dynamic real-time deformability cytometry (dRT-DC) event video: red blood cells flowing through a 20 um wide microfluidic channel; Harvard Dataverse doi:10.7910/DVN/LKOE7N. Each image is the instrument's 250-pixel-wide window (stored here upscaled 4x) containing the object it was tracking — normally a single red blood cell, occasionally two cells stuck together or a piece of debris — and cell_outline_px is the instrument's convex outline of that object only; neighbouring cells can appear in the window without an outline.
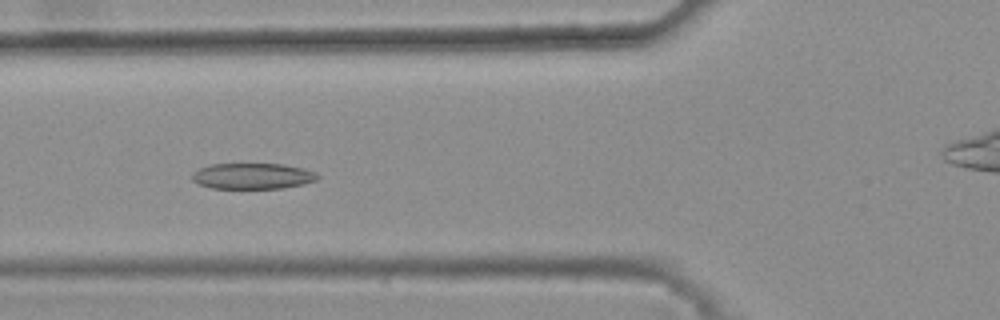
{"species": "common noctule bat (a hibernating species)", "species_latin": "Nyctalus noctula", "temperature_condition": "warm", "stored_images_in_passage": 44, "camera_frame_rate_fps": 3000, "um_per_image_px": 0.085, "animal": {"sex": "female", "body_mass_g": 25.1}, "frame": {"image": 1, "passage_image": 19, "time_ms": 6.0, "image_size_px": [1000, 320], "cell_outline_px": [[320, 176], [316, 180], [304, 184], [284, 188], [212, 188], [200, 184], [192, 180], [192, 172], [208, 164], [280, 164], [300, 168], [316, 172]], "centroid_in_image_um": [21.46, 14.96], "position_along_channel_um": 104.3, "area_um2": 18.84}}
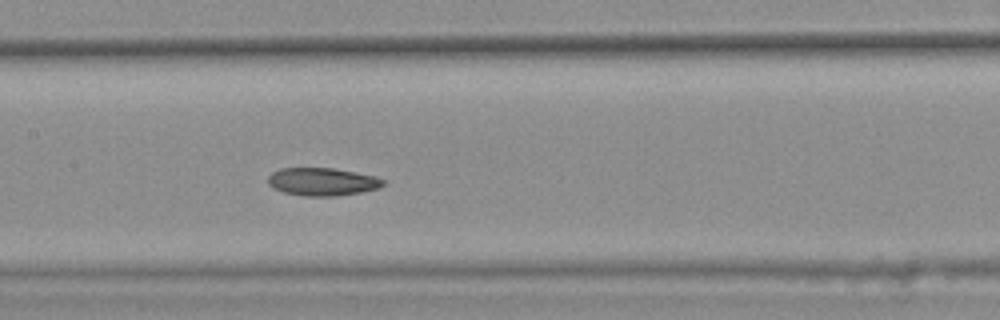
{"frame": {"image": 2, "passage_image": 25, "time_ms": 8.0, "image_size_px": [1000, 320], "cell_outline_px": [[384, 184], [380, 188], [360, 192], [336, 196], [304, 196], [284, 192], [268, 184], [268, 176], [272, 172], [280, 168], [332, 168], [376, 176], [384, 180]], "centroid_in_image_um": [27.4, 15.44], "position_along_channel_um": 180.0, "area_um2": 18.61}}
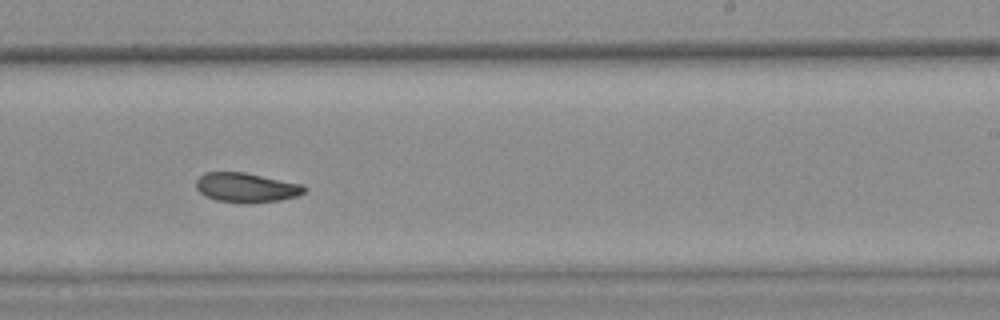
{"frame": {"image": 3, "passage_image": 32, "time_ms": 10.333, "image_size_px": [1000, 320], "cell_outline_px": [[308, 188], [304, 192], [296, 196], [280, 200], [248, 204], [216, 200], [200, 192], [196, 188], [196, 180], [204, 172], [244, 172], [300, 184]], "centroid_in_image_um": [20.92, 15.95], "position_along_channel_um": 268.1, "area_um2": 18.5}, "authors_computed_cell_mechanics": {"area_um2": 19.4786, "velocity_mm_per_s": 3.7868, "shape_relaxation_time_tau1_ms": null, "shape_relaxation_time_tau2_ms": 4.9866, "deformation_change_tau1": null, "deformation_change_tau2": 0.0902}}